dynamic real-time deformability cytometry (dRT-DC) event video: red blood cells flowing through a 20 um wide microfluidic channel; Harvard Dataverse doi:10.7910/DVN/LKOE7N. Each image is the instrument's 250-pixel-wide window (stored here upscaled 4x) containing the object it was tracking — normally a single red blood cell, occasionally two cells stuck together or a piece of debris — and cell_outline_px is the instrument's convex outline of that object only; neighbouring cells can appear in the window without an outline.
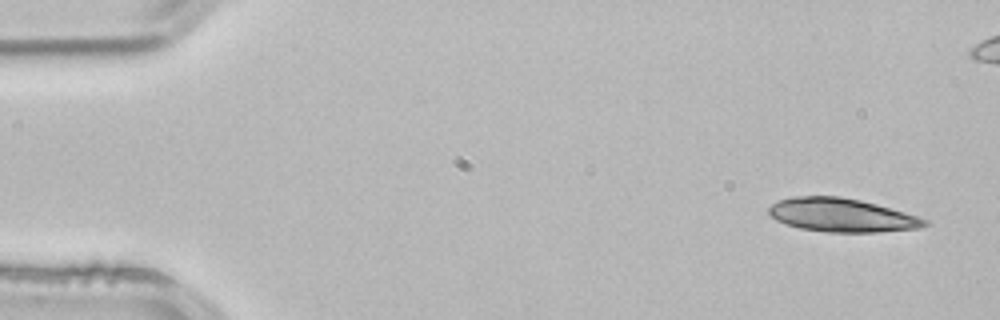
{"species": "common noctule bat (a hibernating species)", "species_latin": "Nyctalus noctula", "temperature_condition": "room temperature", "stored_images_in_passage": 4, "camera_frame_rate_fps": 3000, "um_per_image_px": 0.085, "animal": {"sex": "male", "body_mass_g": 21.5, "forearm_length_mm": 52.0}, "frame": {"image": 1, "passage_image": 1, "time_ms": 0.0, "image_size_px": [1000, 320], "cell_outline_px": [[928, 224], [920, 228], [880, 232], [828, 232], [800, 228], [784, 224], [776, 220], [768, 212], [768, 208], [772, 204], [780, 200], [792, 196], [840, 196], [860, 200], [876, 204], [904, 212], [928, 220]], "centroid_in_image_um": [71.53, 18.29], "position_along_channel_um": 13.5, "area_um2": 30.4}}